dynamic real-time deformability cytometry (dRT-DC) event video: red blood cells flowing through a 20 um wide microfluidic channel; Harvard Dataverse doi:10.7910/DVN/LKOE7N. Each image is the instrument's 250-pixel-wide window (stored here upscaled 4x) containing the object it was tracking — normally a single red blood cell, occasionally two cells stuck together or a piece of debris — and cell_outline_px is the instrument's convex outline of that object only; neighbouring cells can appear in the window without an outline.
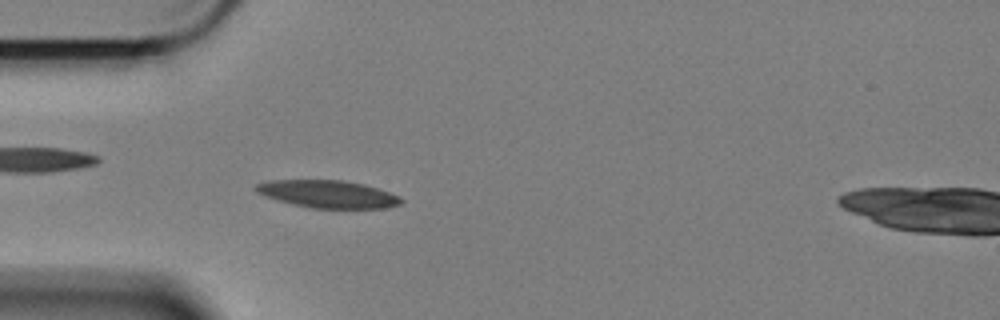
{"species": "Egyptian fruit bat (a non-hibernating species)", "species_latin": "Rousettus aegyptiacus", "temperature_condition": "cold", "stored_images_in_passage": 54, "camera_frame_rate_fps": 3000, "um_per_image_px": 0.085, "animal": {"sex": "female"}, "frame": {"image": 1, "passage_image": 16, "time_ms": 5.0, "image_size_px": [1000, 320], "cell_outline_px": [[404, 200], [400, 204], [384, 208], [308, 208], [276, 200], [264, 196], [256, 192], [252, 188], [256, 184], [268, 180], [344, 180], [364, 184], [400, 196]], "centroid_in_image_um": [27.82, 16.49], "position_along_channel_um": 57.2, "area_um2": 23.47}}
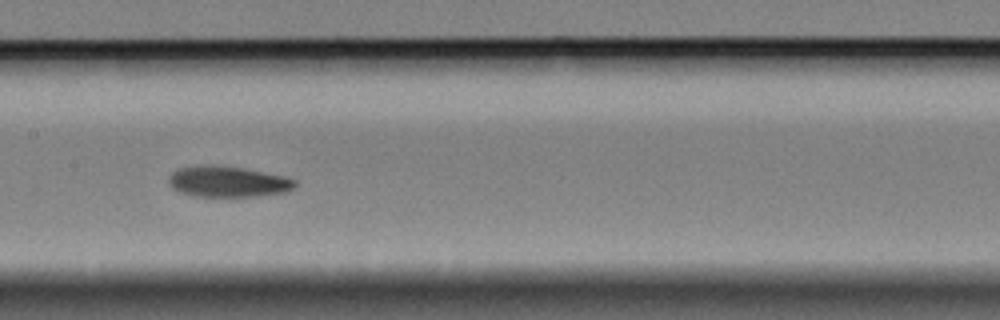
{"frame": {"image": 2, "passage_image": 28, "time_ms": 9.0, "image_size_px": [1000, 320], "cell_outline_px": [[296, 188], [284, 192], [260, 196], [192, 196], [180, 192], [172, 188], [168, 184], [168, 176], [172, 172], [180, 168], [240, 168], [284, 176], [296, 180]], "centroid_in_image_um": [19.41, 15.5], "position_along_channel_um": 188.0, "area_um2": 21.79}}
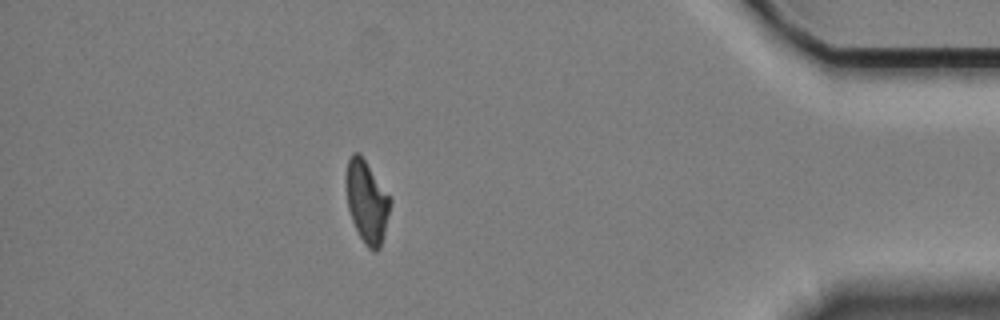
{"frame": {"image": 3, "passage_image": 47, "time_ms": 15.333, "image_size_px": [1000, 320], "cell_outline_px": [[392, 200], [384, 236], [380, 248], [376, 252], [372, 252], [364, 244], [352, 220], [348, 208], [344, 180], [344, 176], [348, 160], [352, 152], [360, 152]], "centroid_in_image_um": [31.16, 17.13], "position_along_channel_um": 404.0, "area_um2": 21.5}, "authors_computed_cell_mechanics": {"area_um2": 22.542, "velocity_mm_per_s": 3.3609, "shape_relaxation_time_tau1_ms": 7.0682, "shape_relaxation_time_tau2_ms": 7.3224, "deformation_change_tau1": 0.1577, "deformation_change_tau2": 0.1271}}